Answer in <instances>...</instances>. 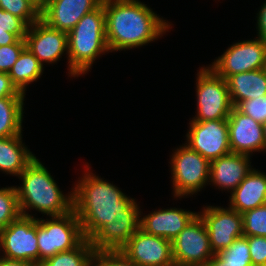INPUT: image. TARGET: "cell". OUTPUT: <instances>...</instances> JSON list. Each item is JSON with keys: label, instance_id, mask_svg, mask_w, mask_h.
<instances>
[{"label": "cell", "instance_id": "6da1fadb", "mask_svg": "<svg viewBox=\"0 0 266 266\" xmlns=\"http://www.w3.org/2000/svg\"><path fill=\"white\" fill-rule=\"evenodd\" d=\"M73 187V210L86 239L115 218H129L138 208L135 199L127 197L117 186L89 172Z\"/></svg>", "mask_w": 266, "mask_h": 266}, {"label": "cell", "instance_id": "7a4b0ae2", "mask_svg": "<svg viewBox=\"0 0 266 266\" xmlns=\"http://www.w3.org/2000/svg\"><path fill=\"white\" fill-rule=\"evenodd\" d=\"M102 4L111 52L143 46L171 28L168 21L139 0H103Z\"/></svg>", "mask_w": 266, "mask_h": 266}, {"label": "cell", "instance_id": "3957f363", "mask_svg": "<svg viewBox=\"0 0 266 266\" xmlns=\"http://www.w3.org/2000/svg\"><path fill=\"white\" fill-rule=\"evenodd\" d=\"M22 186L17 190L21 215L31 217L26 210L35 209L47 216H61L73 210V191L64 195L43 164L35 157L18 176Z\"/></svg>", "mask_w": 266, "mask_h": 266}, {"label": "cell", "instance_id": "277c9868", "mask_svg": "<svg viewBox=\"0 0 266 266\" xmlns=\"http://www.w3.org/2000/svg\"><path fill=\"white\" fill-rule=\"evenodd\" d=\"M67 36L69 74L73 77L86 74L96 57L110 51L106 40L104 5L84 15Z\"/></svg>", "mask_w": 266, "mask_h": 266}, {"label": "cell", "instance_id": "5b68a950", "mask_svg": "<svg viewBox=\"0 0 266 266\" xmlns=\"http://www.w3.org/2000/svg\"><path fill=\"white\" fill-rule=\"evenodd\" d=\"M81 223L72 210L51 219L37 218V244L39 248V266L55 254L74 249L84 240Z\"/></svg>", "mask_w": 266, "mask_h": 266}, {"label": "cell", "instance_id": "8992f818", "mask_svg": "<svg viewBox=\"0 0 266 266\" xmlns=\"http://www.w3.org/2000/svg\"><path fill=\"white\" fill-rule=\"evenodd\" d=\"M196 84L197 115L191 121L228 119L233 105L226 80L207 66L200 68Z\"/></svg>", "mask_w": 266, "mask_h": 266}, {"label": "cell", "instance_id": "52a82bcc", "mask_svg": "<svg viewBox=\"0 0 266 266\" xmlns=\"http://www.w3.org/2000/svg\"><path fill=\"white\" fill-rule=\"evenodd\" d=\"M171 172L174 197L196 194L210 179V161L191 149L180 146L172 154Z\"/></svg>", "mask_w": 266, "mask_h": 266}, {"label": "cell", "instance_id": "ba28073f", "mask_svg": "<svg viewBox=\"0 0 266 266\" xmlns=\"http://www.w3.org/2000/svg\"><path fill=\"white\" fill-rule=\"evenodd\" d=\"M214 255L207 228L198 214L172 240L175 266H204Z\"/></svg>", "mask_w": 266, "mask_h": 266}, {"label": "cell", "instance_id": "9c48e42d", "mask_svg": "<svg viewBox=\"0 0 266 266\" xmlns=\"http://www.w3.org/2000/svg\"><path fill=\"white\" fill-rule=\"evenodd\" d=\"M4 258L22 260L39 266L37 218L20 215L0 232Z\"/></svg>", "mask_w": 266, "mask_h": 266}, {"label": "cell", "instance_id": "30bf717a", "mask_svg": "<svg viewBox=\"0 0 266 266\" xmlns=\"http://www.w3.org/2000/svg\"><path fill=\"white\" fill-rule=\"evenodd\" d=\"M209 67L225 80L233 74L266 68V42L257 37L234 43Z\"/></svg>", "mask_w": 266, "mask_h": 266}, {"label": "cell", "instance_id": "8fae6325", "mask_svg": "<svg viewBox=\"0 0 266 266\" xmlns=\"http://www.w3.org/2000/svg\"><path fill=\"white\" fill-rule=\"evenodd\" d=\"M187 146L212 161L231 153L227 119L191 121Z\"/></svg>", "mask_w": 266, "mask_h": 266}, {"label": "cell", "instance_id": "7c38bea8", "mask_svg": "<svg viewBox=\"0 0 266 266\" xmlns=\"http://www.w3.org/2000/svg\"><path fill=\"white\" fill-rule=\"evenodd\" d=\"M198 213L208 231L214 254L227 249L235 239L243 236V216L230 207H203Z\"/></svg>", "mask_w": 266, "mask_h": 266}, {"label": "cell", "instance_id": "4fadbf2b", "mask_svg": "<svg viewBox=\"0 0 266 266\" xmlns=\"http://www.w3.org/2000/svg\"><path fill=\"white\" fill-rule=\"evenodd\" d=\"M121 251L137 266H175L172 241L148 234L141 228Z\"/></svg>", "mask_w": 266, "mask_h": 266}, {"label": "cell", "instance_id": "5bb4252c", "mask_svg": "<svg viewBox=\"0 0 266 266\" xmlns=\"http://www.w3.org/2000/svg\"><path fill=\"white\" fill-rule=\"evenodd\" d=\"M227 121L231 153L251 156L253 152L266 151L263 124L243 114L235 106Z\"/></svg>", "mask_w": 266, "mask_h": 266}, {"label": "cell", "instance_id": "9a60e30c", "mask_svg": "<svg viewBox=\"0 0 266 266\" xmlns=\"http://www.w3.org/2000/svg\"><path fill=\"white\" fill-rule=\"evenodd\" d=\"M26 47L43 65L55 63L66 51L68 36L64 31L51 28L41 19L28 27L25 37Z\"/></svg>", "mask_w": 266, "mask_h": 266}, {"label": "cell", "instance_id": "2e32d148", "mask_svg": "<svg viewBox=\"0 0 266 266\" xmlns=\"http://www.w3.org/2000/svg\"><path fill=\"white\" fill-rule=\"evenodd\" d=\"M103 0H52L41 9V20L48 26L68 33L86 14L97 9Z\"/></svg>", "mask_w": 266, "mask_h": 266}, {"label": "cell", "instance_id": "e0dca14e", "mask_svg": "<svg viewBox=\"0 0 266 266\" xmlns=\"http://www.w3.org/2000/svg\"><path fill=\"white\" fill-rule=\"evenodd\" d=\"M139 208L129 218H115L105 223L89 240L95 251L121 250L140 229Z\"/></svg>", "mask_w": 266, "mask_h": 266}, {"label": "cell", "instance_id": "ac0fdd59", "mask_svg": "<svg viewBox=\"0 0 266 266\" xmlns=\"http://www.w3.org/2000/svg\"><path fill=\"white\" fill-rule=\"evenodd\" d=\"M179 208L159 209L140 218V228L148 234L172 241L197 215Z\"/></svg>", "mask_w": 266, "mask_h": 266}, {"label": "cell", "instance_id": "d6986e66", "mask_svg": "<svg viewBox=\"0 0 266 266\" xmlns=\"http://www.w3.org/2000/svg\"><path fill=\"white\" fill-rule=\"evenodd\" d=\"M250 156L229 153L210 161V181L224 190H235L253 170Z\"/></svg>", "mask_w": 266, "mask_h": 266}, {"label": "cell", "instance_id": "ffe728a7", "mask_svg": "<svg viewBox=\"0 0 266 266\" xmlns=\"http://www.w3.org/2000/svg\"><path fill=\"white\" fill-rule=\"evenodd\" d=\"M230 193L229 207L240 214L266 204V174L253 169Z\"/></svg>", "mask_w": 266, "mask_h": 266}, {"label": "cell", "instance_id": "44dd1931", "mask_svg": "<svg viewBox=\"0 0 266 266\" xmlns=\"http://www.w3.org/2000/svg\"><path fill=\"white\" fill-rule=\"evenodd\" d=\"M233 106L266 95V68L233 74L226 79Z\"/></svg>", "mask_w": 266, "mask_h": 266}, {"label": "cell", "instance_id": "7402d4cb", "mask_svg": "<svg viewBox=\"0 0 266 266\" xmlns=\"http://www.w3.org/2000/svg\"><path fill=\"white\" fill-rule=\"evenodd\" d=\"M22 134L0 137V170L19 176L36 157L22 142Z\"/></svg>", "mask_w": 266, "mask_h": 266}, {"label": "cell", "instance_id": "603a6c76", "mask_svg": "<svg viewBox=\"0 0 266 266\" xmlns=\"http://www.w3.org/2000/svg\"><path fill=\"white\" fill-rule=\"evenodd\" d=\"M43 68L40 61L26 47L8 72V75L17 90L26 95V87L40 78L44 71Z\"/></svg>", "mask_w": 266, "mask_h": 266}, {"label": "cell", "instance_id": "cb8c5ba5", "mask_svg": "<svg viewBox=\"0 0 266 266\" xmlns=\"http://www.w3.org/2000/svg\"><path fill=\"white\" fill-rule=\"evenodd\" d=\"M25 96L0 98V137L22 134V121Z\"/></svg>", "mask_w": 266, "mask_h": 266}, {"label": "cell", "instance_id": "d4e9b609", "mask_svg": "<svg viewBox=\"0 0 266 266\" xmlns=\"http://www.w3.org/2000/svg\"><path fill=\"white\" fill-rule=\"evenodd\" d=\"M94 251L90 240L85 238L74 249L57 253L40 266H92Z\"/></svg>", "mask_w": 266, "mask_h": 266}, {"label": "cell", "instance_id": "484cf974", "mask_svg": "<svg viewBox=\"0 0 266 266\" xmlns=\"http://www.w3.org/2000/svg\"><path fill=\"white\" fill-rule=\"evenodd\" d=\"M28 27L22 19L0 8V46L25 39Z\"/></svg>", "mask_w": 266, "mask_h": 266}, {"label": "cell", "instance_id": "4316f807", "mask_svg": "<svg viewBox=\"0 0 266 266\" xmlns=\"http://www.w3.org/2000/svg\"><path fill=\"white\" fill-rule=\"evenodd\" d=\"M0 8L22 19L28 26L41 19V9L31 0H0Z\"/></svg>", "mask_w": 266, "mask_h": 266}, {"label": "cell", "instance_id": "83f0119b", "mask_svg": "<svg viewBox=\"0 0 266 266\" xmlns=\"http://www.w3.org/2000/svg\"><path fill=\"white\" fill-rule=\"evenodd\" d=\"M21 215L17 190L13 187L0 189V232Z\"/></svg>", "mask_w": 266, "mask_h": 266}, {"label": "cell", "instance_id": "f1b7e54d", "mask_svg": "<svg viewBox=\"0 0 266 266\" xmlns=\"http://www.w3.org/2000/svg\"><path fill=\"white\" fill-rule=\"evenodd\" d=\"M243 236L266 237V204L242 214Z\"/></svg>", "mask_w": 266, "mask_h": 266}, {"label": "cell", "instance_id": "f546056e", "mask_svg": "<svg viewBox=\"0 0 266 266\" xmlns=\"http://www.w3.org/2000/svg\"><path fill=\"white\" fill-rule=\"evenodd\" d=\"M217 255L223 261L251 262L248 236L235 239L227 249L218 252Z\"/></svg>", "mask_w": 266, "mask_h": 266}, {"label": "cell", "instance_id": "4dcf8cb0", "mask_svg": "<svg viewBox=\"0 0 266 266\" xmlns=\"http://www.w3.org/2000/svg\"><path fill=\"white\" fill-rule=\"evenodd\" d=\"M92 266H137L121 250L94 251Z\"/></svg>", "mask_w": 266, "mask_h": 266}, {"label": "cell", "instance_id": "1f68e13d", "mask_svg": "<svg viewBox=\"0 0 266 266\" xmlns=\"http://www.w3.org/2000/svg\"><path fill=\"white\" fill-rule=\"evenodd\" d=\"M25 48V39H19L16 43L0 46V72L8 73Z\"/></svg>", "mask_w": 266, "mask_h": 266}, {"label": "cell", "instance_id": "d6a6232c", "mask_svg": "<svg viewBox=\"0 0 266 266\" xmlns=\"http://www.w3.org/2000/svg\"><path fill=\"white\" fill-rule=\"evenodd\" d=\"M236 108L261 124L266 121V95L241 101Z\"/></svg>", "mask_w": 266, "mask_h": 266}, {"label": "cell", "instance_id": "836d02e7", "mask_svg": "<svg viewBox=\"0 0 266 266\" xmlns=\"http://www.w3.org/2000/svg\"><path fill=\"white\" fill-rule=\"evenodd\" d=\"M252 266H266V237L248 236Z\"/></svg>", "mask_w": 266, "mask_h": 266}, {"label": "cell", "instance_id": "e575fe53", "mask_svg": "<svg viewBox=\"0 0 266 266\" xmlns=\"http://www.w3.org/2000/svg\"><path fill=\"white\" fill-rule=\"evenodd\" d=\"M7 96H25L13 85L8 73L0 72V98Z\"/></svg>", "mask_w": 266, "mask_h": 266}, {"label": "cell", "instance_id": "d590c367", "mask_svg": "<svg viewBox=\"0 0 266 266\" xmlns=\"http://www.w3.org/2000/svg\"><path fill=\"white\" fill-rule=\"evenodd\" d=\"M257 14L258 37L266 42V1Z\"/></svg>", "mask_w": 266, "mask_h": 266}, {"label": "cell", "instance_id": "8d00e7d4", "mask_svg": "<svg viewBox=\"0 0 266 266\" xmlns=\"http://www.w3.org/2000/svg\"><path fill=\"white\" fill-rule=\"evenodd\" d=\"M204 266H252V263L223 261L217 254H215Z\"/></svg>", "mask_w": 266, "mask_h": 266}, {"label": "cell", "instance_id": "74e56055", "mask_svg": "<svg viewBox=\"0 0 266 266\" xmlns=\"http://www.w3.org/2000/svg\"><path fill=\"white\" fill-rule=\"evenodd\" d=\"M0 266H36L22 260H11L0 256Z\"/></svg>", "mask_w": 266, "mask_h": 266}, {"label": "cell", "instance_id": "f35d334b", "mask_svg": "<svg viewBox=\"0 0 266 266\" xmlns=\"http://www.w3.org/2000/svg\"><path fill=\"white\" fill-rule=\"evenodd\" d=\"M33 3H35L40 9H42L45 6V0H31Z\"/></svg>", "mask_w": 266, "mask_h": 266}, {"label": "cell", "instance_id": "ab89813d", "mask_svg": "<svg viewBox=\"0 0 266 266\" xmlns=\"http://www.w3.org/2000/svg\"><path fill=\"white\" fill-rule=\"evenodd\" d=\"M264 140L266 143V121L263 123Z\"/></svg>", "mask_w": 266, "mask_h": 266}, {"label": "cell", "instance_id": "60d3db41", "mask_svg": "<svg viewBox=\"0 0 266 266\" xmlns=\"http://www.w3.org/2000/svg\"><path fill=\"white\" fill-rule=\"evenodd\" d=\"M50 1H52V0H45V5H46V3L50 2Z\"/></svg>", "mask_w": 266, "mask_h": 266}]
</instances>
